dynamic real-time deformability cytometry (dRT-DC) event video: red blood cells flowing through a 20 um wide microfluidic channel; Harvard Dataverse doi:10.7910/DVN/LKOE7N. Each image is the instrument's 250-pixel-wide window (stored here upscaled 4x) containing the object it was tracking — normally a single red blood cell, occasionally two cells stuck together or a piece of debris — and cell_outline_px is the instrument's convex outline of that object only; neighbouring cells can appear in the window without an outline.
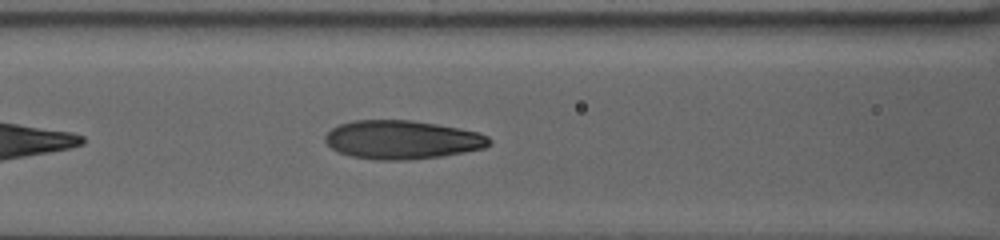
{"species": "human", "species_latin": "Homo sapiens", "temperature_condition": "warm", "stored_images_in_passage": 43, "camera_frame_rate_fps": 3000, "um_per_image_px": 0.085, "donor": {"sex": "female"}, "frame": {"image": 1, "passage_image": 10, "time_ms": 3.0, "image_size_px": [1000, 240], "cell_outline_px": [[492, 140], [484, 148], [464, 152], [440, 156], [408, 160], [376, 160], [352, 156], [340, 152], [332, 148], [324, 140], [324, 136], [332, 128], [340, 124], [356, 120], [412, 120], [460, 128], [476, 132], [488, 136]], "centroid_in_image_um": [34.17, 11.87], "position_along_channel_um": 132.4, "area_um2": 36.76}}
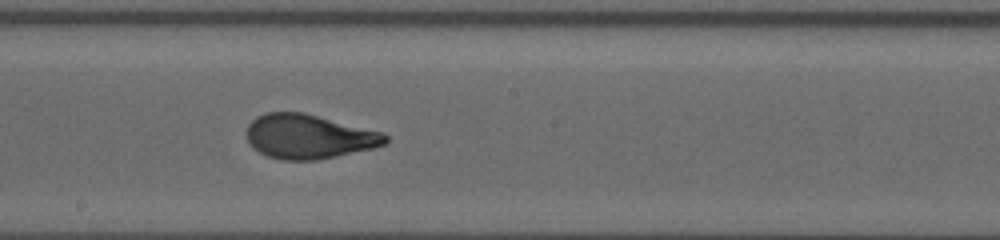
{"frame": {"image": 2, "passage_image": 20, "time_ms": 6.333, "image_size_px": [1000, 240], "cell_outline_px": [[388, 140], [384, 144], [376, 148], [316, 160], [280, 160], [268, 156], [252, 148], [248, 140], [248, 124], [256, 116], [268, 112], [304, 112], [384, 132], [388, 136]], "centroid_in_image_um": [26.27, 11.6], "position_along_channel_um": 221.9, "area_um2": 36.01}}
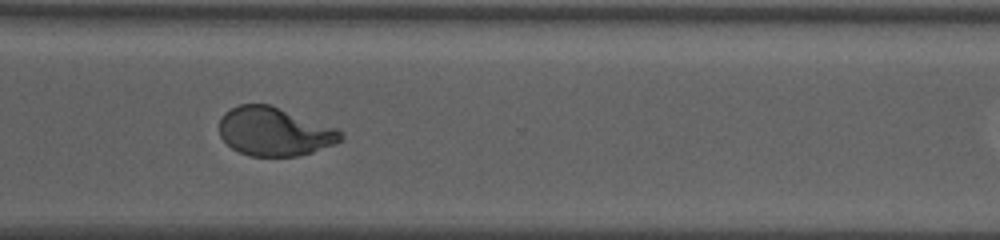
{"frame": {"image": 3, "passage_image": 34, "time_ms": 11.0, "image_size_px": [1000, 240], "cell_outline_px": [[344, 136], [340, 140], [332, 144], [312, 152], [296, 156], [252, 156], [240, 152], [232, 148], [220, 136], [220, 116], [224, 112], [240, 104], [268, 104], [340, 128]], "centroid_in_image_um": [23.34, 11.17], "position_along_channel_um": 347.3, "area_um2": 34.33}}